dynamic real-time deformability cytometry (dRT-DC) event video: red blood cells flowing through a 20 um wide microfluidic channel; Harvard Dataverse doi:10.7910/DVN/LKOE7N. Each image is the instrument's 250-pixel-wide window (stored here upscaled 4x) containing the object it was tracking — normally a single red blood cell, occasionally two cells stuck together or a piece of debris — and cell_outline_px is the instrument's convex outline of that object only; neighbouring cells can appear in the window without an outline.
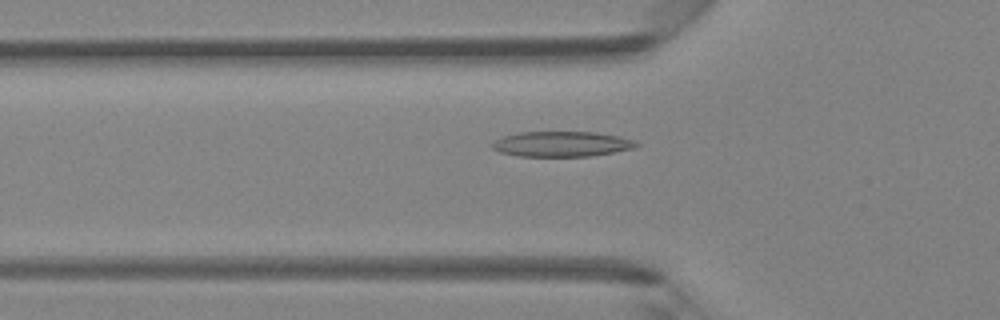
{"species": "Egyptian fruit bat (a non-hibernating species)", "species_latin": "Rousettus aegyptiacus", "temperature_condition": "room temperature", "stored_images_in_passage": 34, "camera_frame_rate_fps": 3000, "um_per_image_px": 0.085, "animal": {"sex": "female"}, "frame": {"image": 1, "passage_image": 3, "time_ms": 0.667, "image_size_px": [1000, 320], "cell_outline_px": [[640, 144], [632, 148], [592, 156], [520, 156], [500, 152], [492, 148], [492, 144], [496, 140], [504, 136], [520, 132], [592, 132], [616, 136], [636, 140]], "centroid_in_image_um": [47.74, 12.24], "position_along_channel_um": 78.1, "area_um2": 20.92}}
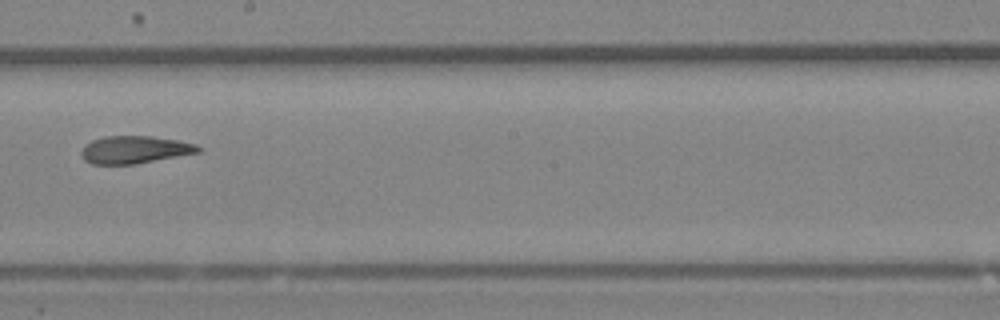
{"frame": {"image": 2, "passage_image": 14, "time_ms": 4.333, "image_size_px": [1000, 320], "cell_outline_px": [[200, 152], [136, 164], [92, 164], [84, 160], [80, 156], [80, 152], [84, 144], [92, 140], [104, 136], [152, 136], [176, 140], [196, 144], [200, 148]], "centroid_in_image_um": [11.39, 12.72], "position_along_channel_um": 236.8, "area_um2": 18.84}}
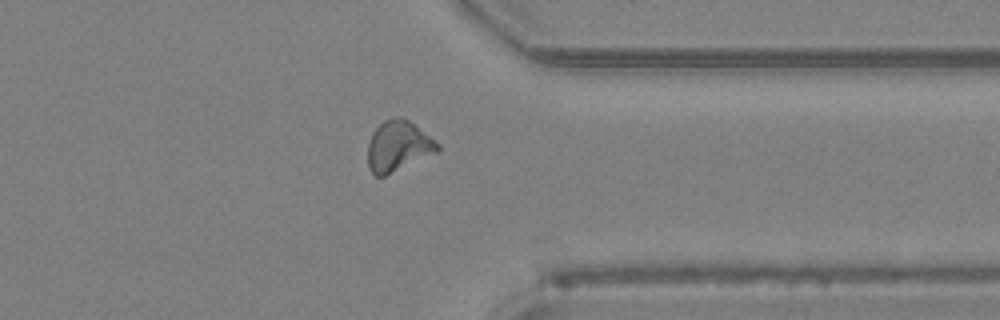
{"frame": {"image": 3, "passage_image": 24, "time_ms": 7.667, "image_size_px": [1000, 320], "cell_outline_px": [[440, 148], [436, 152], [384, 176], [376, 176], [368, 168], [368, 144], [372, 132], [384, 120], [392, 116], [400, 116], [408, 120], [440, 144]], "centroid_in_image_um": [33.81, 12.4], "position_along_channel_um": 377.6, "area_um2": 20.29}, "authors_computed_cell_mechanics": {"area_um2": 19.5075, "velocity_mm_per_s": 4.3501, "shape_relaxation_time_tau1_ms": null, "shape_relaxation_time_tau2_ms": 3.4175, "deformation_change_tau1": null, "deformation_change_tau2": 0.1305}}